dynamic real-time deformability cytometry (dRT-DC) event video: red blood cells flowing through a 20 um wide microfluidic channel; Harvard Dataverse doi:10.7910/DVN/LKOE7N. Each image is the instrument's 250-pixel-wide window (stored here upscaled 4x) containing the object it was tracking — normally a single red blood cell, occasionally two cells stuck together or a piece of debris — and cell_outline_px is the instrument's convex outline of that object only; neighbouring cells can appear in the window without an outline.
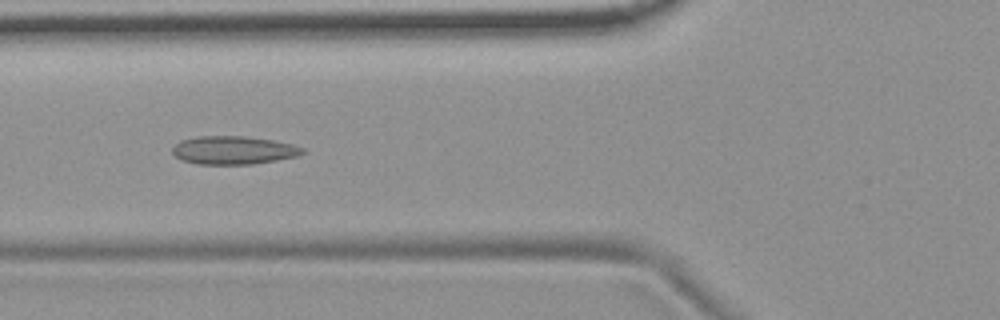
{"species": "common noctule bat (a hibernating species)", "species_latin": "Nyctalus noctula", "temperature_condition": "room temperature", "stored_images_in_passage": 54, "camera_frame_rate_fps": 3000, "um_per_image_px": 0.085, "animal": {"sex": "female", "body_mass_g": 19.9}, "frame": {"image": 1, "passage_image": 20, "time_ms": 6.333, "image_size_px": [1000, 320], "cell_outline_px": [[308, 152], [296, 156], [276, 160], [252, 164], [196, 164], [180, 160], [172, 152], [172, 148], [180, 140], [196, 136], [244, 136], [272, 140], [292, 144], [304, 148]], "centroid_in_image_um": [19.83, 12.76], "position_along_channel_um": 106.0, "area_um2": 21.5}}
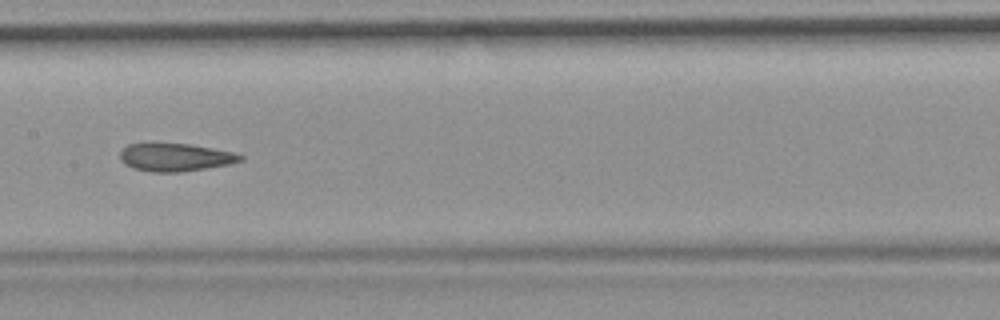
{"frame": {"image": 2, "passage_image": 27, "time_ms": 8.667, "image_size_px": [1000, 320], "cell_outline_px": [[244, 160], [228, 164], [180, 172], [152, 172], [132, 168], [124, 164], [120, 160], [120, 152], [128, 144], [152, 140], [188, 144], [236, 152], [244, 156]], "centroid_in_image_um": [14.84, 13.32], "position_along_channel_um": 192.6, "area_um2": 20.29}}
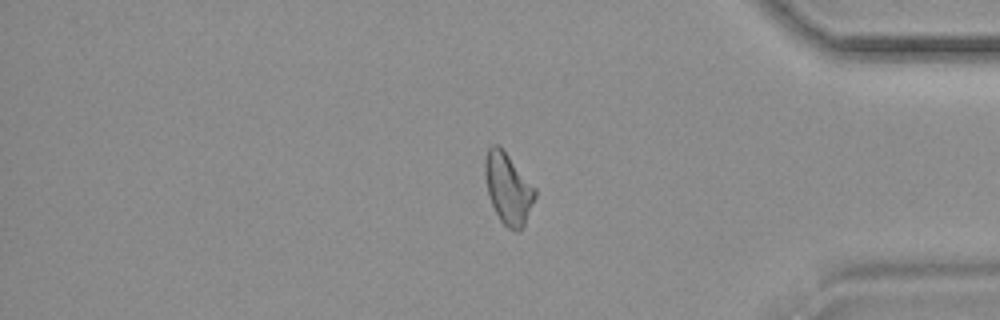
{"frame": {"image": 3, "passage_image": 45, "time_ms": 14.667, "image_size_px": [1000, 320], "cell_outline_px": [[536, 196], [524, 224], [520, 232], [516, 232], [508, 228], [500, 220], [488, 196], [484, 176], [484, 160], [488, 148], [492, 144], [496, 144], [508, 156], [536, 188]], "centroid_in_image_um": [43.17, 16.04], "position_along_channel_um": 392.0, "area_um2": 20.52}, "authors_computed_cell_mechanics": {"area_um2": 20.9236, "velocity_mm_per_s": 3.7128, "shape_relaxation_time_tau1_ms": null, "shape_relaxation_time_tau2_ms": 3.2031, "deformation_change_tau1": null, "deformation_change_tau2": 0.0999}}